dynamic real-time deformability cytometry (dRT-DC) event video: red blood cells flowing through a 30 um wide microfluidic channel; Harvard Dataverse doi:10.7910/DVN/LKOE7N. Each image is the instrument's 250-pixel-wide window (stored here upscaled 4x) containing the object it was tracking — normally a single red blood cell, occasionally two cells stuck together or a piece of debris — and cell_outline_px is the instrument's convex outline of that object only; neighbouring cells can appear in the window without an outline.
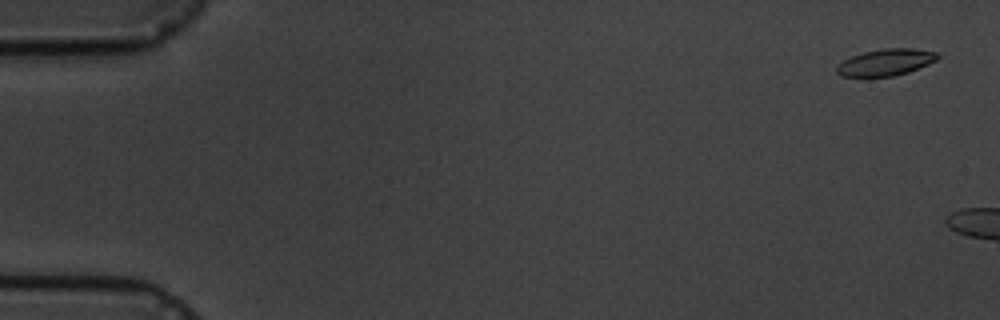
{"species": "common noctule bat (a hibernating species)", "species_latin": "Nyctalus noctula", "temperature_condition": "cold", "stored_images_in_passage": 3, "camera_frame_rate_fps": 3000, "um_per_image_px": 0.085, "animal": {"sex": "male", "body_mass_g": 19.5, "forearm_length_mm": 54.6}, "frame": {"image": 1, "passage_image": 1, "time_ms": 0.0, "image_size_px": [1000, 320], "cell_outline_px": [[940, 56], [936, 60], [928, 64], [908, 72], [892, 76], [840, 76], [836, 72], [836, 68], [844, 60], [852, 56], [864, 52], [884, 48], [912, 48], [936, 52]], "centroid_in_image_um": [75.3, 5.29], "position_along_channel_um": 9.7, "area_um2": 15.43}}